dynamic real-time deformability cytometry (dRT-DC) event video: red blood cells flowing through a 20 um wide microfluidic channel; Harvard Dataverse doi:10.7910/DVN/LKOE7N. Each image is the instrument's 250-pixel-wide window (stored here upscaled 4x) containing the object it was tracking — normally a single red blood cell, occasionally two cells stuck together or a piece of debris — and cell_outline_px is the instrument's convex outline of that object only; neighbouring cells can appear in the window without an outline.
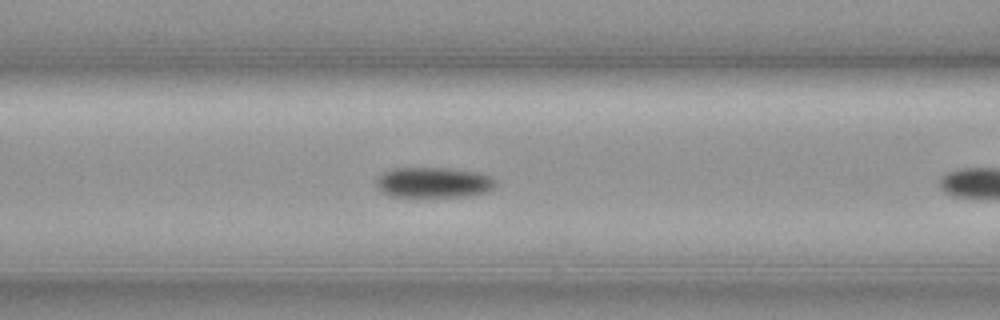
{"species": "common noctule bat (a hibernating species)", "species_latin": "Nyctalus noctula", "temperature_condition": "cold", "stored_images_in_passage": 44, "camera_frame_rate_fps": 3000, "um_per_image_px": 0.085, "animal": {"sex": "female", "body_mass_g": 19.3, "forearm_length_mm": 54.1}, "frame": {"image": 1, "passage_image": 10, "time_ms": 3.0, "image_size_px": [1000, 320], "cell_outline_px": [[496, 184], [488, 192], [468, 196], [388, 196], [380, 192], [376, 184], [376, 180], [384, 172], [392, 168], [444, 168], [476, 172], [488, 176], [496, 180]], "centroid_in_image_um": [36.83, 15.51], "position_along_channel_um": 129.8, "area_um2": 21.04}}
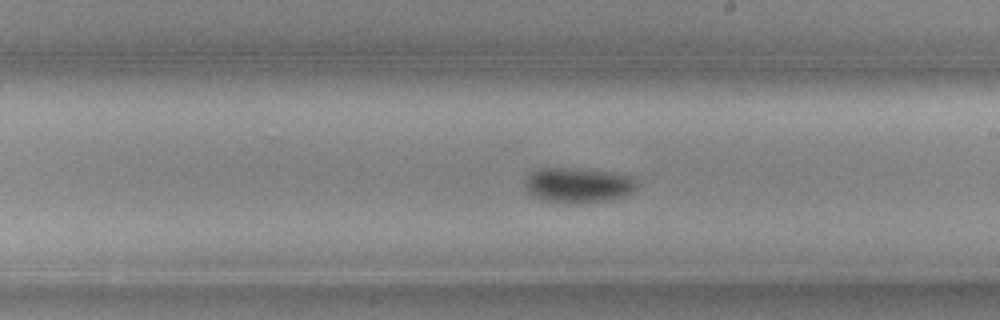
{"frame": {"image": 2, "passage_image": 19, "time_ms": 6.0, "image_size_px": [1000, 320], "cell_outline_px": [[636, 188], [632, 192], [624, 196], [608, 200], [580, 204], [572, 204], [540, 200], [532, 196], [528, 192], [524, 184], [528, 176], [536, 168], [572, 168], [612, 172], [628, 176], [636, 180]], "centroid_in_image_um": [49.1, 15.75], "position_along_channel_um": 239.9, "area_um2": 23.06}}
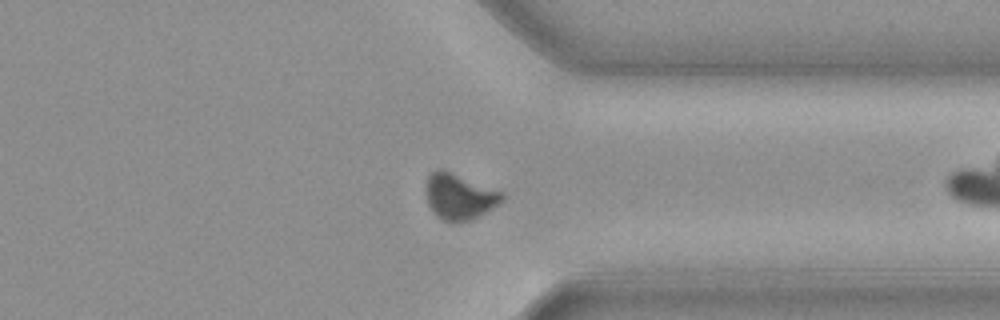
{"frame": {"image": 3, "passage_image": 30, "time_ms": 9.667, "image_size_px": [1000, 320], "cell_outline_px": [[504, 200], [492, 208], [468, 220], [444, 220], [436, 216], [428, 204], [428, 176], [432, 172], [440, 168], [504, 192]], "centroid_in_image_um": [39.08, 16.68], "position_along_channel_um": 372.3, "area_um2": 19.59}, "authors_computed_cell_mechanics": {"area_um2": 20.0855, "velocity_mm_per_s": 3.6797, "shape_relaxation_time_tau1_ms": 1.9325, "shape_relaxation_time_tau2_ms": null, "deformation_change_tau1": 0.0768, "deformation_change_tau2": null}}